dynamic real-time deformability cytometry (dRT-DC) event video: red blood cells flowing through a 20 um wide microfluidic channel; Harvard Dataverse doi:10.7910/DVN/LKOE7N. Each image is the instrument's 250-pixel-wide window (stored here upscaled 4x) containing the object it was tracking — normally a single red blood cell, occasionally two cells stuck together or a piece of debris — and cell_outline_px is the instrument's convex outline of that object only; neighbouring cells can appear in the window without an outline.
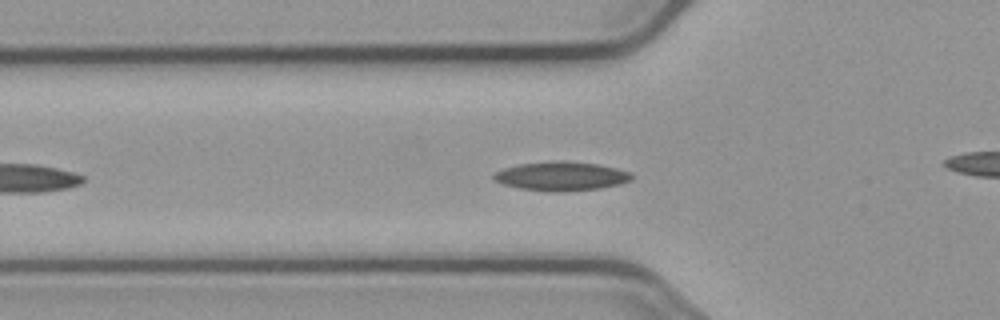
{"species": "common noctule bat (a hibernating species)", "species_latin": "Nyctalus noctula", "temperature_condition": "cold", "stored_images_in_passage": 29, "camera_frame_rate_fps": 3000, "um_per_image_px": 0.085, "animal": {"sex": "male", "body_mass_g": 23.1, "forearm_length_mm": 52.7}, "frame": {"image": 1, "passage_image": 8, "time_ms": 2.333, "image_size_px": [1000, 320], "cell_outline_px": [[632, 180], [620, 184], [600, 188], [564, 192], [548, 192], [520, 188], [500, 184], [492, 180], [492, 176], [496, 172], [504, 168], [520, 164], [560, 160], [564, 160], [596, 164], [616, 168], [632, 172]], "centroid_in_image_um": [47.69, 14.98], "position_along_channel_um": 78.1, "area_um2": 23.52}}
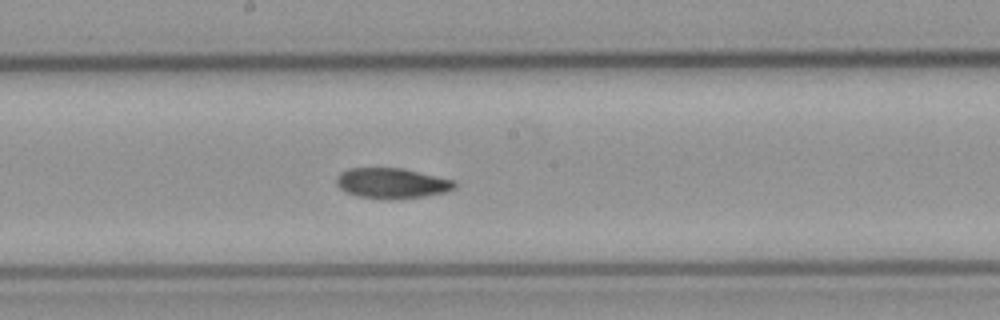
{"frame": {"image": 2, "passage_image": 19, "time_ms": 6.0, "image_size_px": [1000, 320], "cell_outline_px": [[456, 188], [444, 192], [424, 196], [392, 200], [380, 200], [356, 196], [344, 192], [336, 184], [336, 176], [340, 172], [348, 168], [404, 168], [456, 180]], "centroid_in_image_um": [33.29, 15.58], "position_along_channel_um": 214.9, "area_um2": 21.44}}
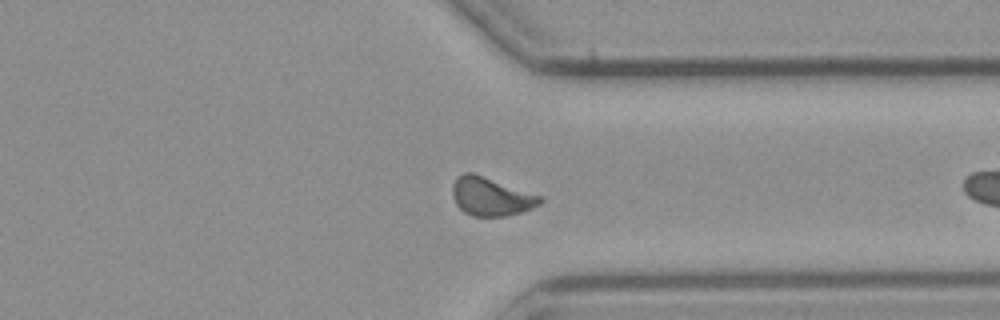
{"frame": {"image": 3, "passage_image": 28, "time_ms": 9.0, "image_size_px": [1000, 320], "cell_outline_px": [[544, 200], [540, 204], [532, 208], [520, 212], [504, 216], [472, 216], [464, 212], [456, 204], [452, 196], [452, 184], [456, 176], [464, 172], [472, 172], [544, 196]], "centroid_in_image_um": [41.73, 16.69], "position_along_channel_um": 369.7, "area_um2": 19.88}}